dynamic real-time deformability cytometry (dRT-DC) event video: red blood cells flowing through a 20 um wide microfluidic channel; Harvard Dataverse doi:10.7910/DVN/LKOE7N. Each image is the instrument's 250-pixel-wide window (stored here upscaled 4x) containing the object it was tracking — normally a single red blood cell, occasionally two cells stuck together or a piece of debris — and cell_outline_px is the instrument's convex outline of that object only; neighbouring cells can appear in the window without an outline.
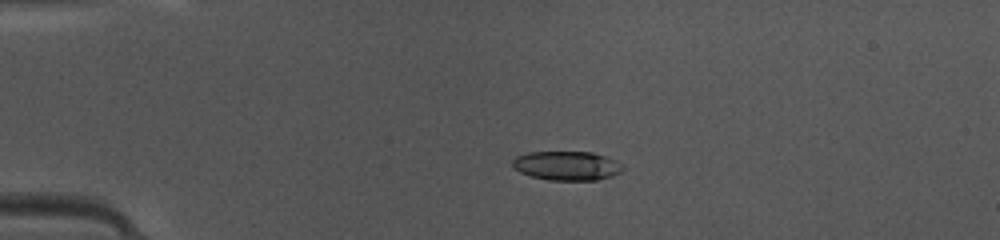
{"species": "common noctule bat (a hibernating species)", "species_latin": "Nyctalus noctula", "temperature_condition": "warm", "stored_images_in_passage": 49, "camera_frame_rate_fps": 3000, "um_per_image_px": 0.085, "animal": {"sex": "female", "body_mass_g": 10.0, "forearm_length_mm": 53.1}, "frame": {"image": 1, "passage_image": 12, "time_ms": 3.667, "image_size_px": [1000, 240], "cell_outline_px": [[624, 168], [620, 172], [612, 176], [596, 180], [548, 180], [532, 176], [520, 172], [512, 168], [512, 160], [516, 156], [528, 152], [592, 152], [616, 160], [624, 164]], "centroid_in_image_um": [48.18, 14.08], "position_along_channel_um": 36.8, "area_um2": 18.84}}
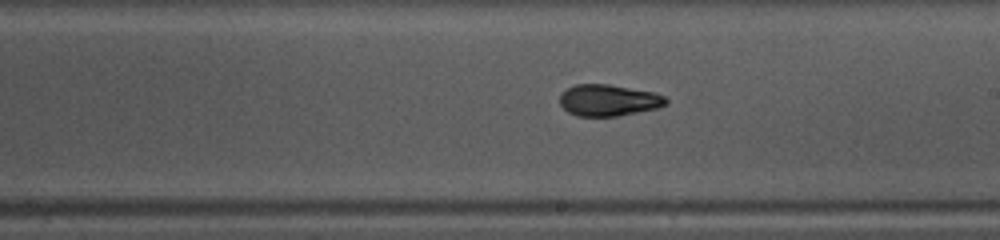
{"frame": {"image": 2, "passage_image": 29, "time_ms": 9.333, "image_size_px": [1000, 240], "cell_outline_px": [[668, 104], [660, 108], [616, 116], [576, 116], [568, 112], [560, 104], [560, 92], [576, 84], [608, 84], [652, 92], [664, 96], [668, 100]], "centroid_in_image_um": [51.72, 8.53], "position_along_channel_um": 237.3, "area_um2": 19.54}}
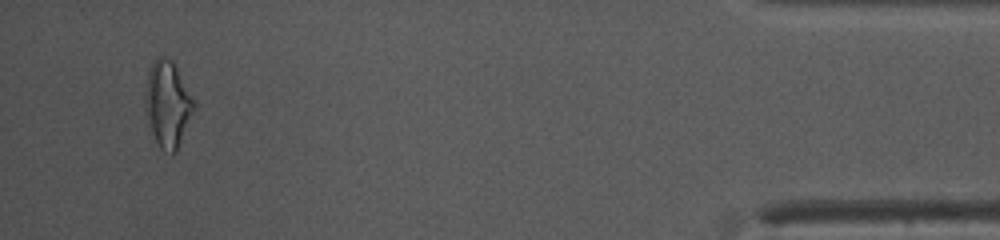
{"frame": {"image": 3, "passage_image": 47, "time_ms": 15.333, "image_size_px": [1000, 240], "cell_outline_px": [[196, 108], [176, 152], [164, 152], [160, 148], [152, 132], [144, 108], [144, 96], [148, 72], [156, 56], [160, 56], [172, 60], [196, 104]], "centroid_in_image_um": [14.25, 8.85], "position_along_channel_um": 421.0, "area_um2": 24.33}, "authors_computed_cell_mechanics": {"area_um2": 19.652, "velocity_mm_per_s": 4.1746, "shape_relaxation_time_tau1_ms": 3.7154, "shape_relaxation_time_tau2_ms": 1.8879, "deformation_change_tau1": 0.1595, "deformation_change_tau2": 0.0888}}